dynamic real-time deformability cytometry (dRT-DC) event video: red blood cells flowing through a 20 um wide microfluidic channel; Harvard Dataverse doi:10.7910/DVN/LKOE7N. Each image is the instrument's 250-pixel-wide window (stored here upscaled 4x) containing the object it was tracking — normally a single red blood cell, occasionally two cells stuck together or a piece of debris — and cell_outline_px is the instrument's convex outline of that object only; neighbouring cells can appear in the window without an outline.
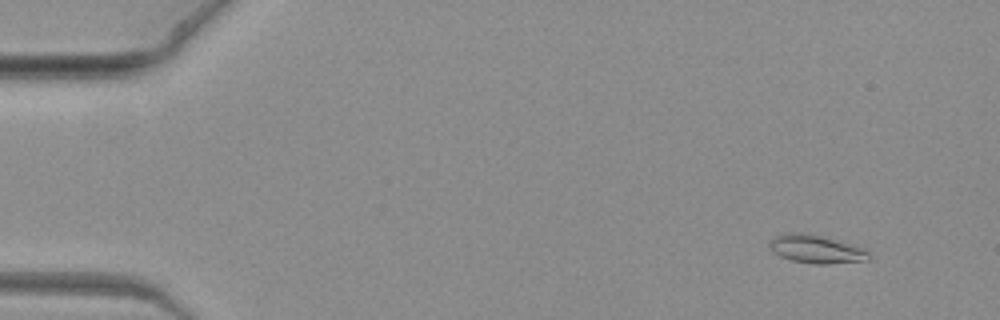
{"species": "common noctule bat (a hibernating species)", "species_latin": "Nyctalus noctula", "temperature_condition": "warm", "stored_images_in_passage": 7, "camera_frame_rate_fps": 3000, "um_per_image_px": 0.085, "animal": {"sex": "female", "body_mass_g": 19.3, "forearm_length_mm": 54.1}, "frame": {"image": 1, "passage_image": 2, "time_ms": 0.333, "image_size_px": [1000, 320], "cell_outline_px": [[872, 256], [868, 260], [828, 264], [816, 264], [792, 260], [780, 256], [772, 252], [768, 248], [768, 244], [772, 236], [784, 232], [804, 232], [824, 236], [856, 244], [864, 248]], "centroid_in_image_um": [69.36, 21.14], "position_along_channel_um": 15.6, "area_um2": 16.94}}
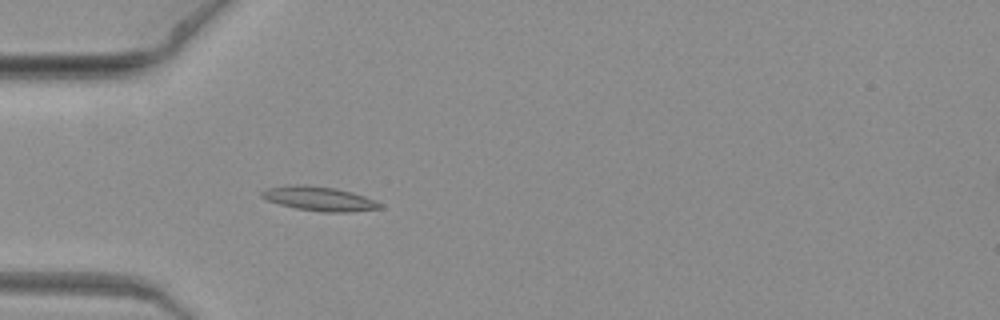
{"frame": {"image": 2, "passage_image": 7, "time_ms": 2.0, "image_size_px": [1000, 320], "cell_outline_px": [[384, 208], [348, 212], [320, 212], [296, 208], [280, 204], [268, 200], [260, 196], [260, 192], [268, 188], [336, 188], [352, 192], [376, 200], [384, 204]], "centroid_in_image_um": [27.3, 16.96], "position_along_channel_um": 57.7, "area_um2": 15.72}}